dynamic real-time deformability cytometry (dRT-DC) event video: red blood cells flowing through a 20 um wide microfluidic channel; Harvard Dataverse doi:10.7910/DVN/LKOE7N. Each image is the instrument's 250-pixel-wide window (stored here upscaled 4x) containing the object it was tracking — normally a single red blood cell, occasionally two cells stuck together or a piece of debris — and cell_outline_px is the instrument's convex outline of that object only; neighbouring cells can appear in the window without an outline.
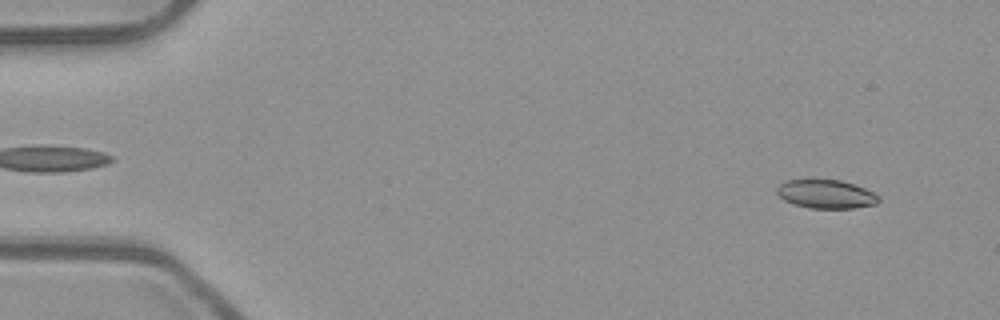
{"species": "common noctule bat (a hibernating species)", "species_latin": "Nyctalus noctula", "temperature_condition": "room temperature", "stored_images_in_passage": 53, "camera_frame_rate_fps": 3000, "um_per_image_px": 0.085, "animal": {"sex": "male", "body_mass_g": 23.1, "forearm_length_mm": 52.7}, "frame": {"image": 1, "passage_image": 5, "time_ms": 1.333, "image_size_px": [1000, 320], "cell_outline_px": [[880, 200], [876, 204], [852, 208], [808, 208], [784, 200], [776, 192], [776, 188], [784, 180], [840, 180], [864, 188], [880, 196]], "centroid_in_image_um": [70.21, 16.5], "position_along_channel_um": 14.8, "area_um2": 16.82}}
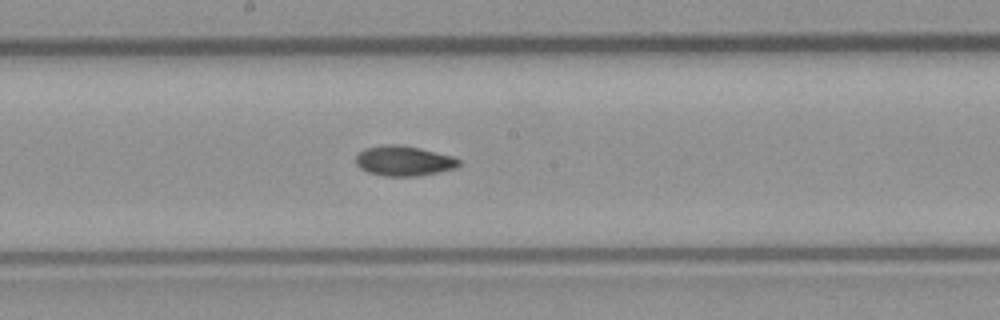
{"frame": {"image": 2, "passage_image": 29, "time_ms": 9.333, "image_size_px": [1000, 320], "cell_outline_px": [[460, 164], [456, 168], [440, 172], [420, 176], [384, 176], [368, 172], [360, 168], [356, 164], [356, 156], [360, 152], [368, 148], [388, 144], [396, 144], [420, 148], [452, 156], [460, 160]], "centroid_in_image_um": [34.35, 13.69], "position_along_channel_um": 213.9, "area_um2": 17.98}}
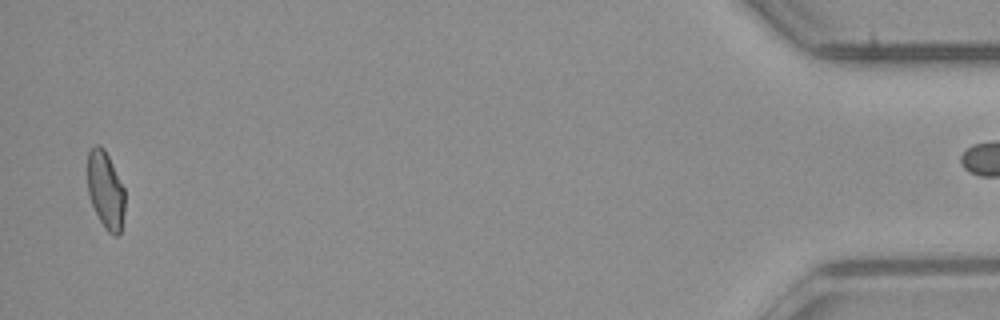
{"frame": {"image": 3, "passage_image": 52, "time_ms": 17.0, "image_size_px": [1000, 320], "cell_outline_px": [[124, 212], [120, 236], [112, 236], [104, 228], [92, 204], [88, 192], [88, 152], [96, 144], [100, 144], [104, 148], [124, 188]], "centroid_in_image_um": [8.98, 16.19], "position_along_channel_um": 426.2, "area_um2": 16.76}}